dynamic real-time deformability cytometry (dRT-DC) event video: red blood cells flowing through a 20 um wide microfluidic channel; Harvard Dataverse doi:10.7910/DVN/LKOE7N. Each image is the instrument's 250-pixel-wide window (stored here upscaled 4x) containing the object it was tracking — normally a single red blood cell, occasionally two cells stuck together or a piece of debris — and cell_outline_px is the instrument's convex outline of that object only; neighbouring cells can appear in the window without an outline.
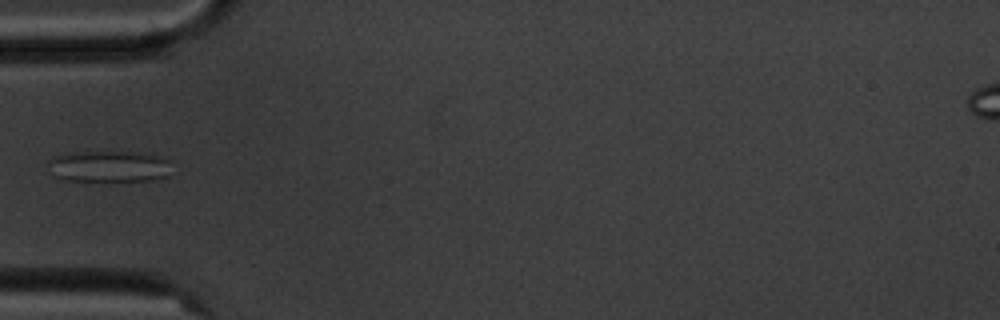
{"species": "common noctule bat (a hibernating species)", "species_latin": "Nyctalus noctula", "temperature_condition": "cold", "stored_images_in_passage": 10, "camera_frame_rate_fps": 3000, "um_per_image_px": 0.085, "animal": {"sex": "male", "body_mass_g": 20.1, "forearm_length_mm": 53.5}, "frame": {"image": 1, "passage_image": 5, "time_ms": 5.667, "image_size_px": [1000, 320], "cell_outline_px": [[168, 176], [156, 180], [68, 180], [52, 176], [44, 164], [52, 156], [68, 152], [132, 152], [160, 156], [168, 160]], "centroid_in_image_um": [9.14, 14.13], "position_along_channel_um": 75.9, "area_um2": 22.66}}
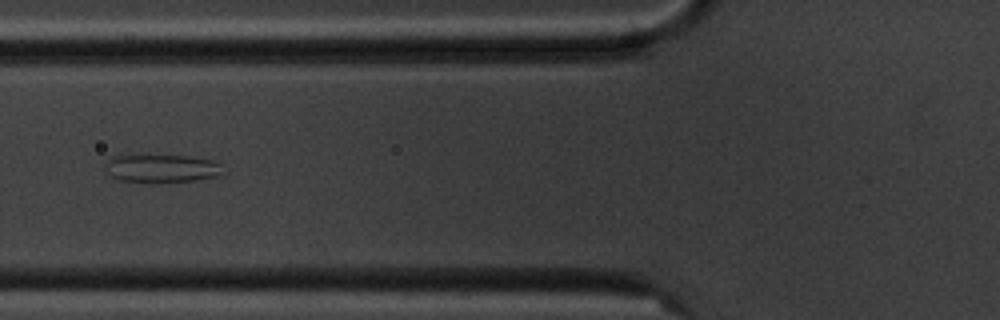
{"frame": {"image": 2, "passage_image": 6, "time_ms": 6.667, "image_size_px": [1000, 320], "cell_outline_px": [[228, 172], [224, 176], [196, 180], [152, 184], [112, 180], [104, 164], [112, 156], [188, 156], [212, 160], [220, 164]], "centroid_in_image_um": [13.79, 14.37], "position_along_channel_um": 112.0, "area_um2": 20.06}}